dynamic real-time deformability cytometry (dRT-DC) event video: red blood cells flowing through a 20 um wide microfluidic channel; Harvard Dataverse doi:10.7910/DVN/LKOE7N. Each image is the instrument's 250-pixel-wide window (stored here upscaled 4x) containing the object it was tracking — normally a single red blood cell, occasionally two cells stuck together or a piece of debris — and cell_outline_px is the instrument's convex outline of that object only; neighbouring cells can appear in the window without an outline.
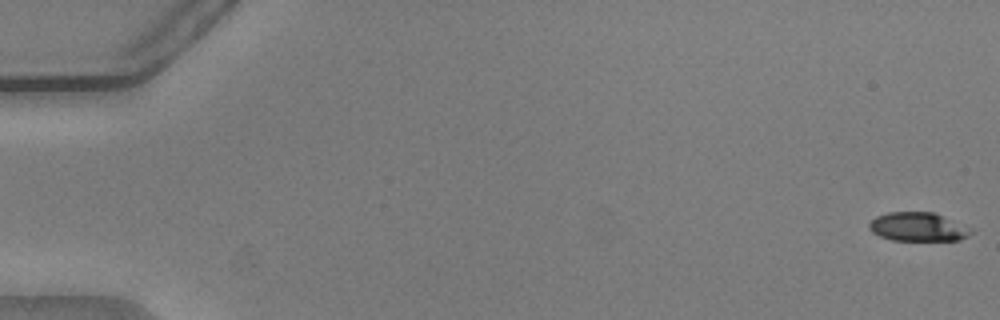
{"species": "common noctule bat (a hibernating species)", "species_latin": "Nyctalus noctula", "temperature_condition": "warm", "stored_images_in_passage": 55, "camera_frame_rate_fps": 3000, "um_per_image_px": 0.085, "animal": {"sex": "male", "body_mass_g": 20.5, "forearm_length_mm": 52.5}, "frame": {"image": 1, "passage_image": 1, "time_ms": 0.0, "image_size_px": [1000, 320], "cell_outline_px": [[972, 232], [968, 236], [960, 240], [892, 240], [880, 236], [872, 232], [868, 228], [868, 224], [876, 216], [888, 212], [932, 212], [972, 228]], "centroid_in_image_um": [78.01, 19.28], "position_along_channel_um": 7.0, "area_um2": 16.99}}
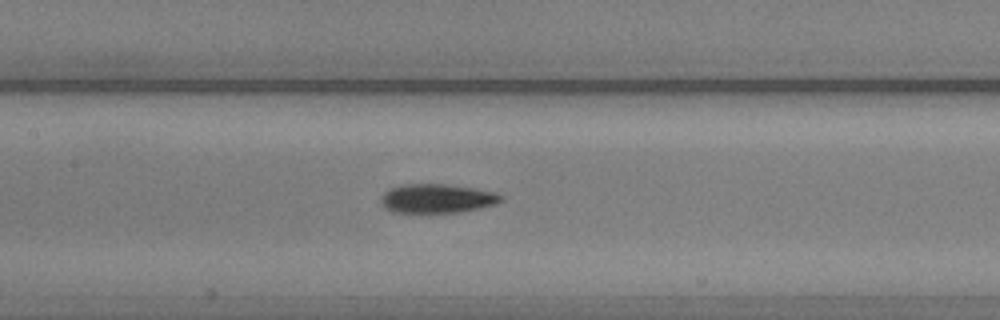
{"frame": {"image": 2, "passage_image": 27, "time_ms": 8.667, "image_size_px": [1000, 320], "cell_outline_px": [[504, 200], [496, 204], [480, 208], [460, 212], [392, 212], [384, 208], [380, 200], [380, 196], [388, 188], [404, 184], [444, 184], [472, 188], [496, 192], [504, 196]], "centroid_in_image_um": [37.14, 16.87], "position_along_channel_um": 170.3, "area_um2": 20.46}}
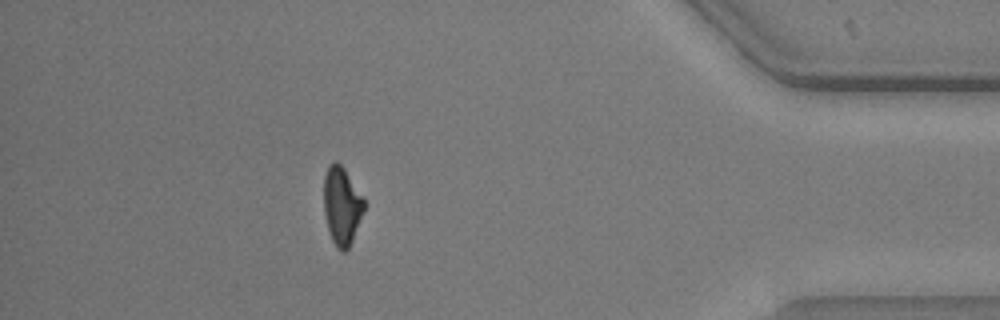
{"frame": {"image": 3, "passage_image": 49, "time_ms": 16.0, "image_size_px": [1000, 320], "cell_outline_px": [[364, 208], [352, 240], [348, 248], [344, 252], [340, 252], [336, 248], [328, 232], [324, 212], [324, 176], [328, 164], [336, 160], [344, 168], [364, 200]], "centroid_in_image_um": [29.01, 17.49], "position_along_channel_um": 406.2, "area_um2": 18.15}, "authors_computed_cell_mechanics": {"area_um2": 19.363, "velocity_mm_per_s": 3.7938, "shape_relaxation_time_tau1_ms": 5.6113, "shape_relaxation_time_tau2_ms": 3.0951, "deformation_change_tau1": 0.1766, "deformation_change_tau2": 0.0932}}